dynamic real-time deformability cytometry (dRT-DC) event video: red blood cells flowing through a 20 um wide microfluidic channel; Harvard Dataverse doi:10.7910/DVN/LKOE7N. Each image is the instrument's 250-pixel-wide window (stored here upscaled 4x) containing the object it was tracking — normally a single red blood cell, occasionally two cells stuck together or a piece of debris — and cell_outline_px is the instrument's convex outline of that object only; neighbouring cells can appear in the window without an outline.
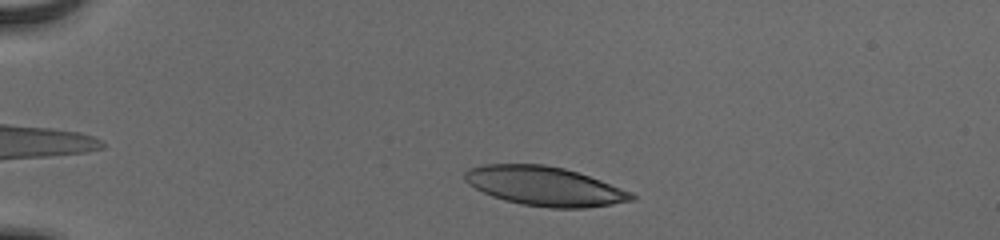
{"species": "human", "species_latin": "Homo sapiens", "temperature_condition": "cold", "stored_images_in_passage": 40, "camera_frame_rate_fps": 3000, "um_per_image_px": 0.085, "donor": {"sex": "male"}, "frame": {"image": 1, "passage_image": 5, "time_ms": 1.333, "image_size_px": [1000, 240], "cell_outline_px": [[636, 200], [612, 204], [584, 208], [552, 208], [520, 204], [504, 200], [492, 196], [468, 184], [464, 180], [464, 172], [468, 168], [484, 164], [544, 164], [564, 168], [600, 180], [632, 192], [636, 196]], "centroid_in_image_um": [46.28, 15.82], "position_along_channel_um": 38.7, "area_um2": 38.09}}
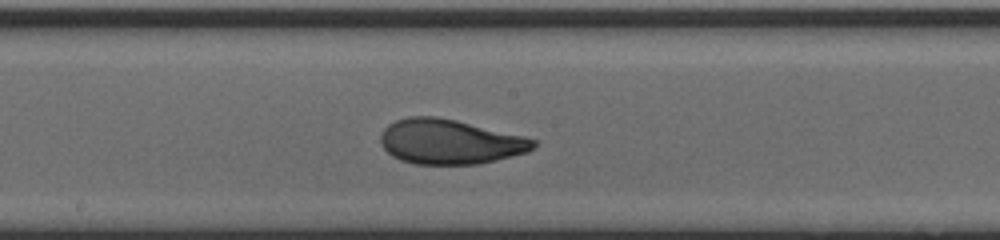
{"frame": {"image": 2, "passage_image": 23, "time_ms": 7.333, "image_size_px": [1000, 240], "cell_outline_px": [[536, 144], [528, 152], [480, 164], [416, 164], [400, 160], [392, 156], [380, 144], [380, 132], [388, 124], [396, 120], [408, 116], [436, 116], [456, 120], [524, 136], [536, 140]], "centroid_in_image_um": [38.2, 12.04], "position_along_channel_um": 210.0, "area_um2": 40.0}}
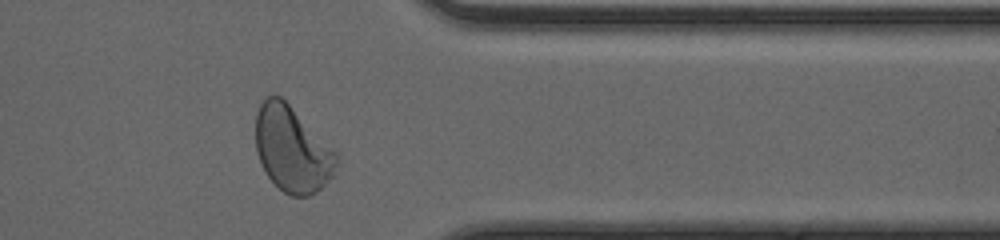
{"frame": {"image": 3, "passage_image": 37, "time_ms": 12.0, "image_size_px": [1000, 240], "cell_outline_px": [[340, 152], [336, 176], [316, 192], [308, 196], [292, 196], [284, 192], [268, 176], [256, 152], [256, 112], [260, 104], [268, 96], [280, 96], [336, 148]], "centroid_in_image_um": [24.92, 12.69], "position_along_channel_um": 386.5, "area_um2": 40.98}, "authors_computed_cell_mechanics": {"area_um2": 39.5352, "velocity_mm_per_s": 3.8995, "shape_relaxation_time_tau1_ms": 3.6768, "shape_relaxation_time_tau2_ms": 0.8487, "deformation_change_tau1": 0.1857, "deformation_change_tau2": 0.0636}}